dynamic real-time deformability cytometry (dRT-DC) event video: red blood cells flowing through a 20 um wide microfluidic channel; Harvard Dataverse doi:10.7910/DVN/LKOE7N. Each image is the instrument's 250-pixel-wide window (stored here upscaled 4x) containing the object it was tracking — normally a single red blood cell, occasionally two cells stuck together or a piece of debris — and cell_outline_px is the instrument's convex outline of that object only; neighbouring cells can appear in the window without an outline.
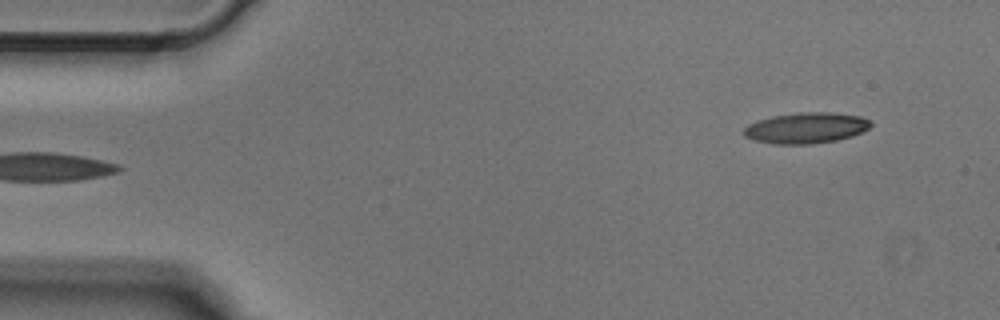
{"species": "Egyptian fruit bat (a non-hibernating species)", "species_latin": "Rousettus aegyptiacus", "temperature_condition": "cold", "stored_images_in_passage": 4, "segment_of_instrument_passage": [2, 2], "camera_frame_rate_fps": 3000, "um_per_image_px": 0.085, "animal": {"sex": "male"}, "frame": {"image": 1, "passage_image": 4, "time_ms": 1.0, "image_size_px": [1000, 320], "cell_outline_px": [[872, 124], [868, 128], [852, 136], [836, 140], [808, 144], [772, 144], [752, 140], [744, 136], [744, 128], [748, 124], [772, 116], [800, 112], [832, 112], [860, 116], [872, 120]], "centroid_in_image_um": [68.51, 10.87], "position_along_channel_um": 16.5, "area_um2": 22.83}}